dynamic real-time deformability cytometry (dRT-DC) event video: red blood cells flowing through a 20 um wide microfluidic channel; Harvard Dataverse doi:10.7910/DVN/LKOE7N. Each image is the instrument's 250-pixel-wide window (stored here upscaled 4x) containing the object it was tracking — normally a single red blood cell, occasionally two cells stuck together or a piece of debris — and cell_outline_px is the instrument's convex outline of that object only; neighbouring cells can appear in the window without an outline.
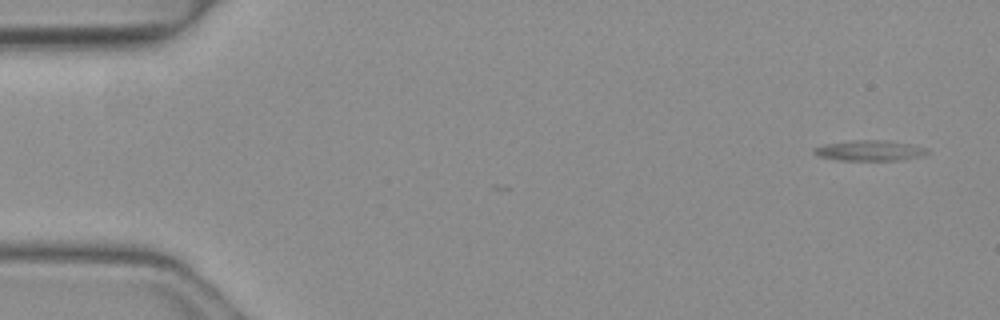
{"species": "common noctule bat (a hibernating species)", "species_latin": "Nyctalus noctula", "temperature_condition": "warm", "stored_images_in_passage": 3, "camera_frame_rate_fps": 3000, "um_per_image_px": 0.085, "animal": {"sex": "female", "body_mass_g": 19.3, "forearm_length_mm": 54.1}, "frame": {"image": 1, "passage_image": 3, "time_ms": 0.667, "image_size_px": [1000, 320], "cell_outline_px": [[928, 152], [916, 156], [892, 160], [840, 160], [820, 156], [812, 152], [812, 148], [824, 144], [852, 140], [880, 140], [912, 144], [928, 148]], "centroid_in_image_um": [73.84, 12.78], "position_along_channel_um": 11.2, "area_um2": 13.18}}